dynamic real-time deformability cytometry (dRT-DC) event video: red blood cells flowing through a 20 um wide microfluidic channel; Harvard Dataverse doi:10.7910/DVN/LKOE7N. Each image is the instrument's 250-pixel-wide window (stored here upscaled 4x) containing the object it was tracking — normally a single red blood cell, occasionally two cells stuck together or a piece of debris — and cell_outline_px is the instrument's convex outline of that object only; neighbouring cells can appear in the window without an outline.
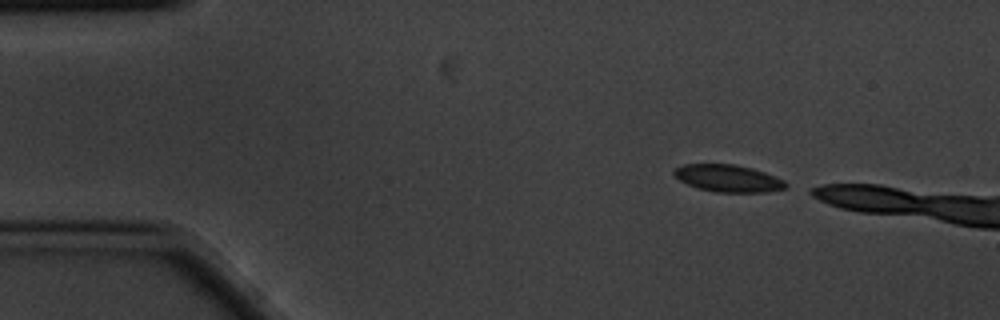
{"species": "common noctule bat (a hibernating species)", "species_latin": "Nyctalus noctula", "temperature_condition": "cold", "stored_images_in_passage": 3, "camera_frame_rate_fps": 3000, "um_per_image_px": 0.085, "animal": {"sex": "male", "body_mass_g": 20.1, "forearm_length_mm": 53.5}, "frame": {"image": 1, "passage_image": 1, "time_ms": 0.0, "image_size_px": [1000, 320], "cell_outline_px": [[788, 188], [768, 192], [716, 192], [696, 188], [680, 180], [672, 172], [676, 168], [684, 164], [736, 164], [752, 168], [764, 172], [784, 180], [788, 184]], "centroid_in_image_um": [61.92, 15.16], "position_along_channel_um": 23.1, "area_um2": 17.74}}